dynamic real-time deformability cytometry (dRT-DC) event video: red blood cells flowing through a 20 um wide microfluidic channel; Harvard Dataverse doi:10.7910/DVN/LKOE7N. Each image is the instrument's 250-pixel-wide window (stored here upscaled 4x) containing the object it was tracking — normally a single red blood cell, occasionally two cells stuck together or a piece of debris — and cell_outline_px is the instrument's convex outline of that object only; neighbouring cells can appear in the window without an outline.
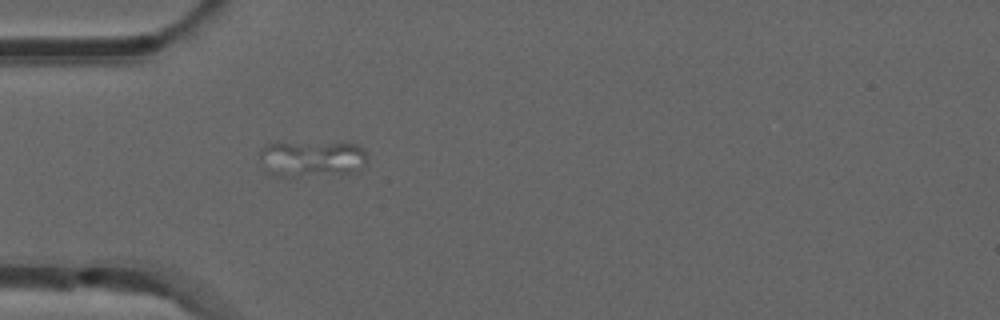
{"species": "common noctule bat (a hibernating species)", "species_latin": "Nyctalus noctula", "temperature_condition": "room temperature", "stored_images_in_passage": 32, "camera_frame_rate_fps": 3000, "um_per_image_px": 0.085, "animal": {"sex": "male", "forearm_length_mm": 52.5}, "frame": {"image": 1, "passage_image": 1, "time_ms": 0.0, "image_size_px": [1000, 320], "cell_outline_px": [[368, 156], [364, 168], [360, 172], [348, 176], [288, 180], [264, 172], [260, 156], [260, 148], [264, 144], [276, 140], [356, 144], [364, 148]], "centroid_in_image_um": [26.5, 13.55], "position_along_channel_um": 58.5, "area_um2": 25.66}}